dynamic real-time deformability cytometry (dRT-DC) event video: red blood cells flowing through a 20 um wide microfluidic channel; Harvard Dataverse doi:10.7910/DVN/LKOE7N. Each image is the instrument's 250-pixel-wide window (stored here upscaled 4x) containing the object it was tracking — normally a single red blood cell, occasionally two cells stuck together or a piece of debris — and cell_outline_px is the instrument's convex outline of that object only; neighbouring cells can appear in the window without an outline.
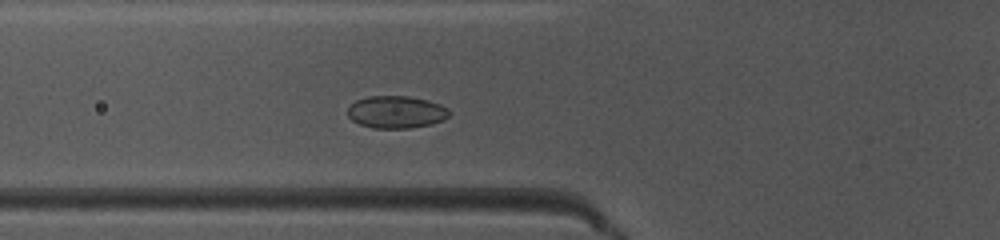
{"species": "common noctule bat (a hibernating species)", "species_latin": "Nyctalus noctula", "temperature_condition": "warm", "stored_images_in_passage": 35, "camera_frame_rate_fps": 3000, "um_per_image_px": 0.085, "animal": {"sex": "female", "body_mass_g": 10.0, "forearm_length_mm": 53.1}, "frame": {"image": 1, "passage_image": 4, "time_ms": 1.0, "image_size_px": [1000, 240], "cell_outline_px": [[448, 116], [444, 120], [432, 124], [408, 128], [372, 128], [360, 124], [352, 120], [348, 116], [348, 108], [356, 100], [368, 96], [408, 96], [428, 100], [440, 104], [448, 108]], "centroid_in_image_um": [33.68, 9.52], "position_along_channel_um": 92.1, "area_um2": 19.13}}
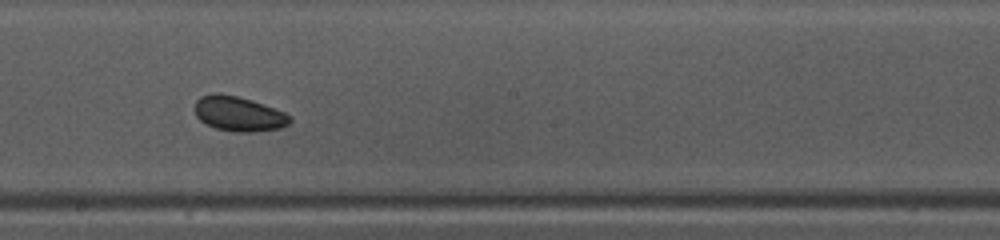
{"frame": {"image": 2, "passage_image": 14, "time_ms": 4.333, "image_size_px": [1000, 240], "cell_outline_px": [[292, 120], [288, 124], [280, 128], [252, 132], [236, 132], [216, 128], [200, 120], [196, 116], [192, 108], [196, 100], [200, 96], [212, 92], [216, 92], [236, 96], [252, 100], [284, 112], [292, 116]], "centroid_in_image_um": [20.25, 9.66], "position_along_channel_um": 228.0, "area_um2": 19.48}}
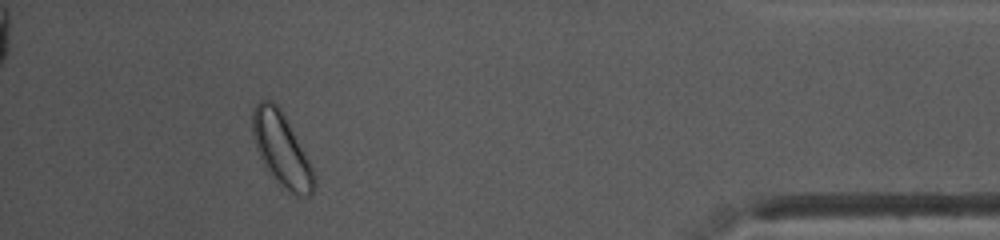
{"frame": {"image": 3, "passage_image": 31, "time_ms": 10.0, "image_size_px": [1000, 240], "cell_outline_px": [[316, 188], [308, 196], [300, 196], [292, 192], [276, 180], [264, 164], [256, 148], [252, 136], [252, 108], [260, 100], [272, 100], [280, 108], [308, 156], [316, 176]], "centroid_in_image_um": [23.95, 12.68], "position_along_channel_um": 411.3, "area_um2": 26.18}, "authors_computed_cell_mechanics": {"area_um2": 19.3052, "velocity_mm_per_s": 4.0599, "shape_relaxation_time_tau1_ms": null, "shape_relaxation_time_tau2_ms": 3.6965, "deformation_change_tau1": null, "deformation_change_tau2": 0.0625}}